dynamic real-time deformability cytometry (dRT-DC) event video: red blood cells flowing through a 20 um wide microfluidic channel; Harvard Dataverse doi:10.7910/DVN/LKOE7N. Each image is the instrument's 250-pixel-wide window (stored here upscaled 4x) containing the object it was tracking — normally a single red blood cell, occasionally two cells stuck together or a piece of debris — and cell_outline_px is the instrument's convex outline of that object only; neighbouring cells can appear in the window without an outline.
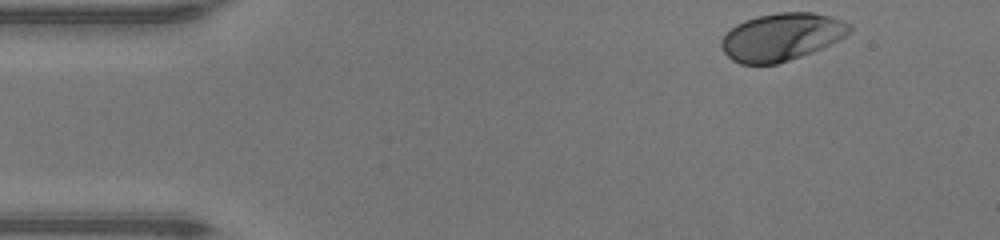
{"species": "human", "species_latin": "Homo sapiens", "temperature_condition": "warm", "stored_images_in_passage": 44, "camera_frame_rate_fps": 3000, "um_per_image_px": 0.085, "donor": {"sex": "male"}, "frame": {"image": 1, "passage_image": 1, "time_ms": 0.0, "image_size_px": [1000, 240], "cell_outline_px": [[852, 32], [812, 52], [776, 64], [740, 64], [732, 60], [724, 52], [720, 44], [720, 40], [736, 24], [744, 20], [756, 16], [776, 12], [812, 12], [832, 16], [848, 24], [852, 28]], "centroid_in_image_um": [66.4, 3.12], "position_along_channel_um": 18.6, "area_um2": 35.32}}
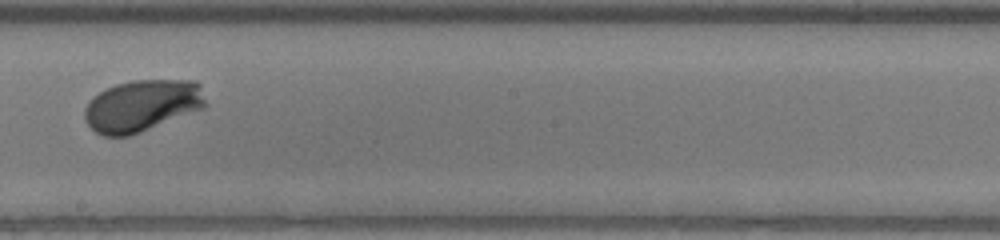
{"frame": {"image": 2, "passage_image": 23, "time_ms": 7.333, "image_size_px": [1000, 240], "cell_outline_px": [[208, 104], [204, 108], [140, 132], [128, 136], [104, 136], [96, 132], [84, 120], [84, 108], [88, 100], [92, 96], [104, 88], [116, 84], [132, 80], [196, 80], [200, 84]], "centroid_in_image_um": [12.06, 8.96], "position_along_channel_um": 236.1, "area_um2": 36.88}}
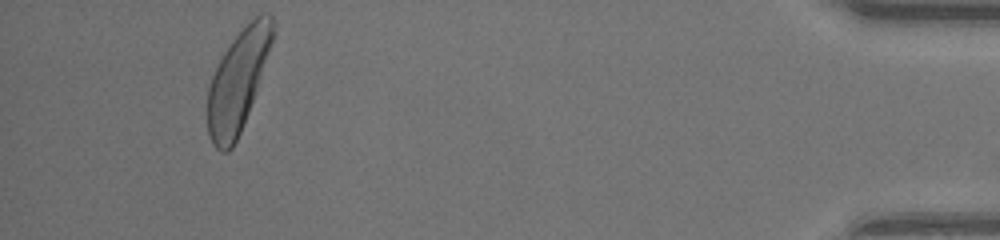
{"frame": {"image": 3, "passage_image": 41, "time_ms": 13.333, "image_size_px": [1000, 240], "cell_outline_px": [[276, 32], [248, 112], [240, 132], [232, 148], [228, 152], [220, 152], [212, 144], [208, 136], [208, 88], [212, 76], [224, 52], [232, 40], [260, 12], [268, 12], [272, 16], [276, 28]], "centroid_in_image_um": [20.23, 6.87], "position_along_channel_um": 415.0, "area_um2": 37.86}, "authors_computed_cell_mechanics": {"area_um2": 35.7204, "velocity_mm_per_s": 4.2368, "shape_relaxation_time_tau1_ms": 1.5416, "shape_relaxation_time_tau2_ms": 8.3621, "deformation_change_tau1": 0.1377, "deformation_change_tau2": 0.2145}}